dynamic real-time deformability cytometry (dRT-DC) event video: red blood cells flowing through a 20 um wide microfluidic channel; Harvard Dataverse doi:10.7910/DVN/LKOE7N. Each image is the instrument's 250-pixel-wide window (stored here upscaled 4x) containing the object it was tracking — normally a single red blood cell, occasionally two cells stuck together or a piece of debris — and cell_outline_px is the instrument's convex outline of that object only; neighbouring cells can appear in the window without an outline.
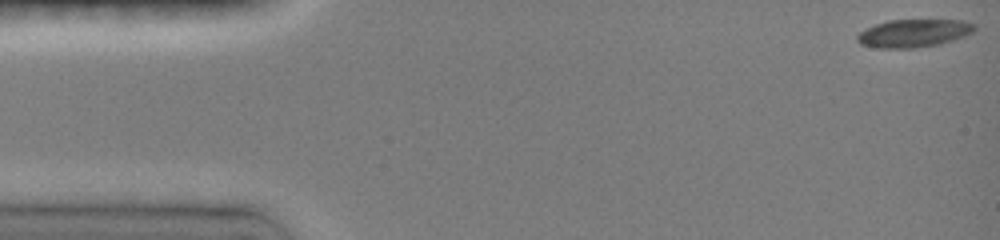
{"species": "common noctule bat (a hibernating species)", "species_latin": "Nyctalus noctula", "temperature_condition": "room temperature", "stored_images_in_passage": 42, "camera_frame_rate_fps": 3000, "um_per_image_px": 0.085, "animal": {"sex": "female", "body_mass_g": 19.0, "forearm_length_mm": 51.5}, "frame": {"image": 1, "passage_image": 1, "time_ms": 0.0, "image_size_px": [1000, 240], "cell_outline_px": [[976, 28], [972, 32], [964, 36], [940, 44], [916, 48], [876, 48], [860, 44], [856, 40], [856, 36], [860, 32], [876, 24], [888, 20], [964, 20], [976, 24]], "centroid_in_image_um": [77.67, 2.82], "position_along_channel_um": 7.3, "area_um2": 19.13}}
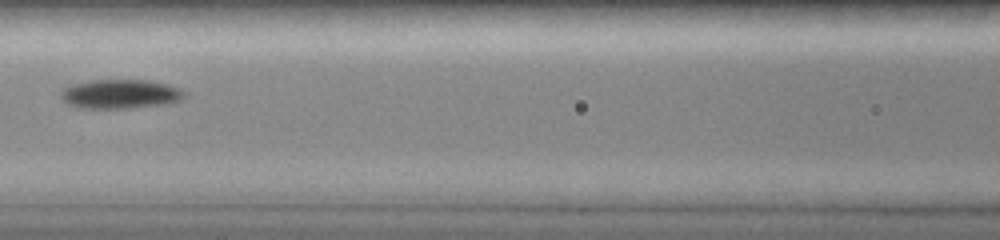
{"frame": {"image": 2, "passage_image": 18, "time_ms": 6.667, "image_size_px": [1000, 240], "cell_outline_px": [[184, 96], [180, 100], [168, 104], [128, 108], [80, 108], [64, 104], [60, 96], [60, 92], [64, 88], [72, 84], [92, 80], [152, 80], [168, 84], [180, 88], [184, 92]], "centroid_in_image_um": [10.2, 7.99], "position_along_channel_um": 156.4, "area_um2": 21.27}}
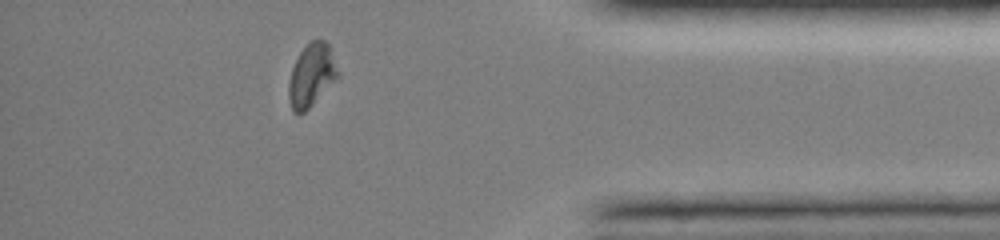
{"frame": {"image": 3, "passage_image": 38, "time_ms": 13.333, "image_size_px": [1000, 240], "cell_outline_px": [[340, 76], [304, 112], [292, 112], [288, 96], [288, 84], [292, 68], [300, 52], [312, 40], [324, 40], [328, 44], [340, 72]], "centroid_in_image_um": [26.49, 6.39], "position_along_channel_um": 408.7, "area_um2": 17.8}, "authors_computed_cell_mechanics": {"area_um2": 19.4208, "velocity_mm_per_s": 4.0532, "shape_relaxation_time_tau1_ms": 6.5721, "shape_relaxation_time_tau2_ms": null, "deformation_change_tau1": 0.1867, "deformation_change_tau2": null}}